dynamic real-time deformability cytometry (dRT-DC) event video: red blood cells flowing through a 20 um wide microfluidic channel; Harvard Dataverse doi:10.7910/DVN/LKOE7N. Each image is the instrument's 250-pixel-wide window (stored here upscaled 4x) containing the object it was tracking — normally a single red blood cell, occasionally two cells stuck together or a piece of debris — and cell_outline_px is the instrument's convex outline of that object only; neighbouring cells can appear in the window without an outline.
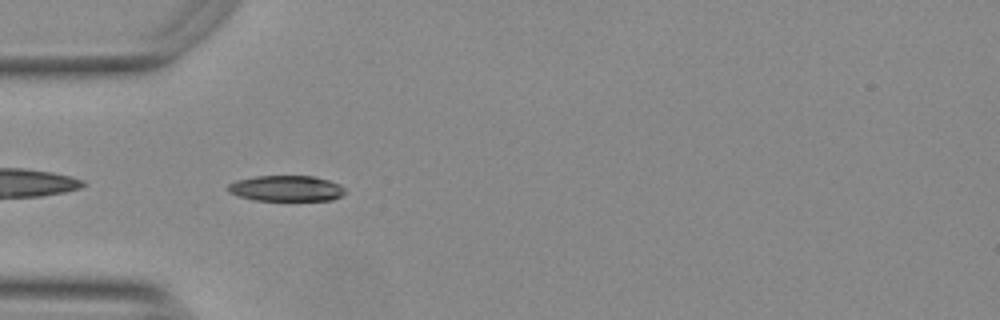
{"species": "Egyptian fruit bat (a non-hibernating species)", "species_latin": "Rousettus aegyptiacus", "temperature_condition": "warm", "stored_images_in_passage": 40, "camera_frame_rate_fps": 3000, "um_per_image_px": 0.085, "animal": {"sex": "female"}, "frame": {"image": 1, "passage_image": 2, "time_ms": 0.333, "image_size_px": [1000, 320], "cell_outline_px": [[348, 192], [332, 200], [256, 200], [240, 196], [228, 192], [228, 184], [236, 180], [256, 176], [312, 176], [328, 180], [340, 184]], "centroid_in_image_um": [24.36, 16.01], "position_along_channel_um": 60.6, "area_um2": 17.51}}
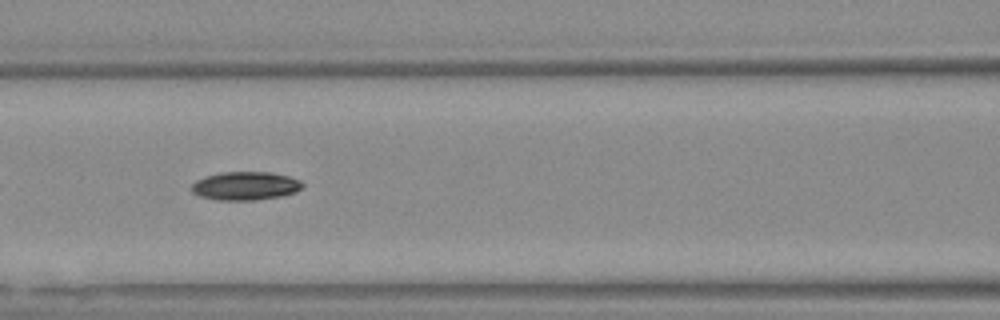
{"frame": {"image": 2, "passage_image": 9, "time_ms": 2.667, "image_size_px": [1000, 320], "cell_outline_px": [[304, 184], [296, 192], [280, 196], [256, 200], [216, 200], [200, 196], [192, 192], [192, 184], [196, 180], [204, 176], [220, 172], [272, 172], [288, 176], [300, 180]], "centroid_in_image_um": [20.84, 15.79], "position_along_channel_um": 145.8, "area_um2": 18.44}}
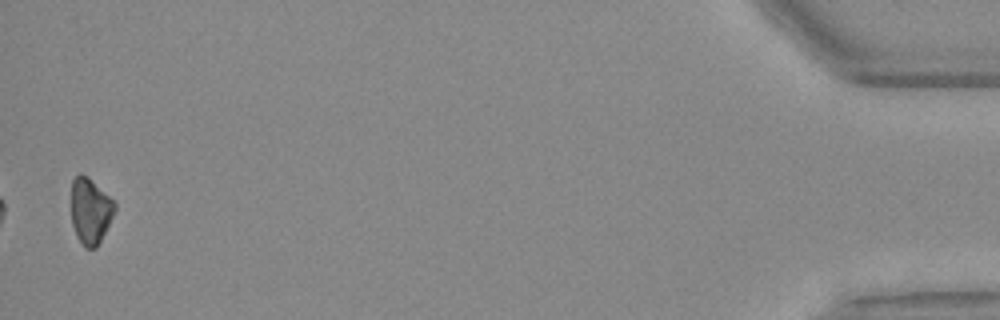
{"frame": {"image": 3, "passage_image": 39, "time_ms": 12.667, "image_size_px": [1000, 320], "cell_outline_px": [[116, 208], [96, 248], [84, 248], [76, 236], [72, 224], [72, 180], [80, 172], [88, 176], [116, 204]], "centroid_in_image_um": [7.65, 17.92], "position_along_channel_um": 427.5, "area_um2": 16.42}, "authors_computed_cell_mechanics": {"area_um2": 17.4267, "velocity_mm_per_s": 3.7446, "shape_relaxation_time_tau1_ms": 4.0458, "shape_relaxation_time_tau2_ms": null, "deformation_change_tau1": 0.1345, "deformation_change_tau2": null}}